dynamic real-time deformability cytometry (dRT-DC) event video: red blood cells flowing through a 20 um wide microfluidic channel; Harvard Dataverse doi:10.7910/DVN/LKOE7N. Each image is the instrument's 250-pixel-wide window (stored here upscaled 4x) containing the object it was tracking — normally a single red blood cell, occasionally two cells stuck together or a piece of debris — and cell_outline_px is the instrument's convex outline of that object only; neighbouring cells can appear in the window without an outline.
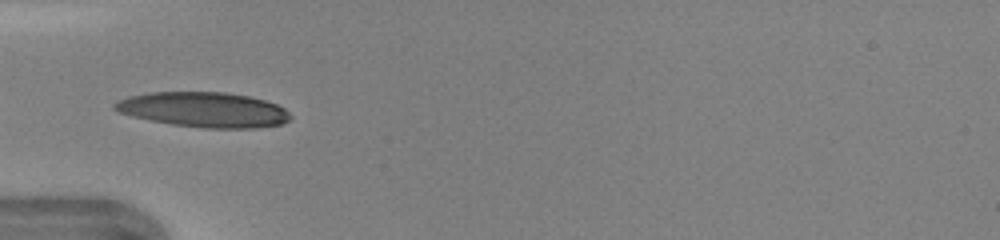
{"species": "human", "species_latin": "Homo sapiens", "temperature_condition": "warm", "stored_images_in_passage": 9, "camera_frame_rate_fps": 3000, "um_per_image_px": 0.085, "donor": {"sex": "female"}, "frame": {"image": 1, "passage_image": 1, "time_ms": 0.0, "image_size_px": [1000, 240], "cell_outline_px": [[292, 116], [284, 124], [256, 128], [204, 128], [172, 124], [132, 116], [120, 112], [112, 108], [112, 104], [128, 96], [148, 92], [224, 92], [248, 96], [264, 100], [276, 104], [284, 108]], "centroid_in_image_um": [17.33, 9.32], "position_along_channel_um": 67.7, "area_um2": 35.84}}